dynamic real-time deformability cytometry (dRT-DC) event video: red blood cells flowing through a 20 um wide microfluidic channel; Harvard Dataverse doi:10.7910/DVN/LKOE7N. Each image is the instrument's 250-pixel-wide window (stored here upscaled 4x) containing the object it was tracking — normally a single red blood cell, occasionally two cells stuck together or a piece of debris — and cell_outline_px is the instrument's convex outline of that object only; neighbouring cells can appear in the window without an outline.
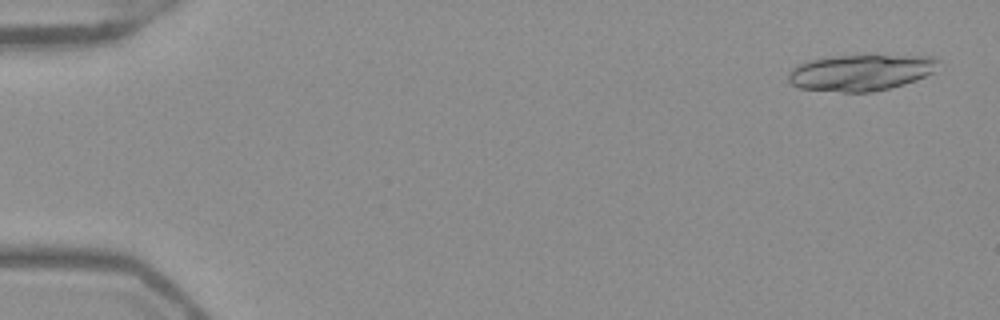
{"species": "Egyptian fruit bat (a non-hibernating species)", "species_latin": "Rousettus aegyptiacus", "temperature_condition": "warm", "stored_images_in_passage": 19, "camera_frame_rate_fps": 3000, "um_per_image_px": 0.085, "frame": {"image": 1, "passage_image": 2, "time_ms": 0.333, "image_size_px": [1000, 320], "cell_outline_px": [[944, 64], [932, 72], [916, 80], [904, 84], [872, 92], [840, 92], [800, 88], [792, 84], [788, 80], [788, 72], [792, 68], [808, 60], [828, 56], [864, 52], [936, 56]], "centroid_in_image_um": [73.25, 6.09], "position_along_channel_um": 11.7, "area_um2": 33.35}}
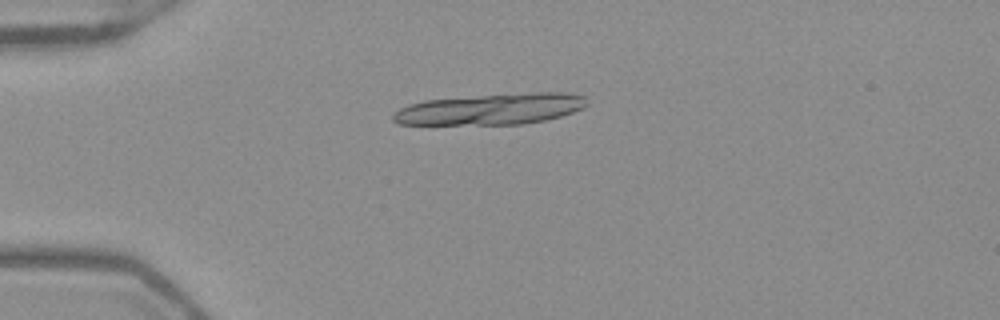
{"frame": {"image": 2, "passage_image": 13, "time_ms": 4.0, "image_size_px": [1000, 320], "cell_outline_px": [[588, 104], [572, 112], [560, 116], [544, 120], [524, 124], [396, 124], [392, 120], [392, 112], [408, 104], [424, 100], [532, 92], [564, 92], [584, 96]], "centroid_in_image_um": [41.68, 9.27], "position_along_channel_um": 43.3, "area_um2": 34.91}}